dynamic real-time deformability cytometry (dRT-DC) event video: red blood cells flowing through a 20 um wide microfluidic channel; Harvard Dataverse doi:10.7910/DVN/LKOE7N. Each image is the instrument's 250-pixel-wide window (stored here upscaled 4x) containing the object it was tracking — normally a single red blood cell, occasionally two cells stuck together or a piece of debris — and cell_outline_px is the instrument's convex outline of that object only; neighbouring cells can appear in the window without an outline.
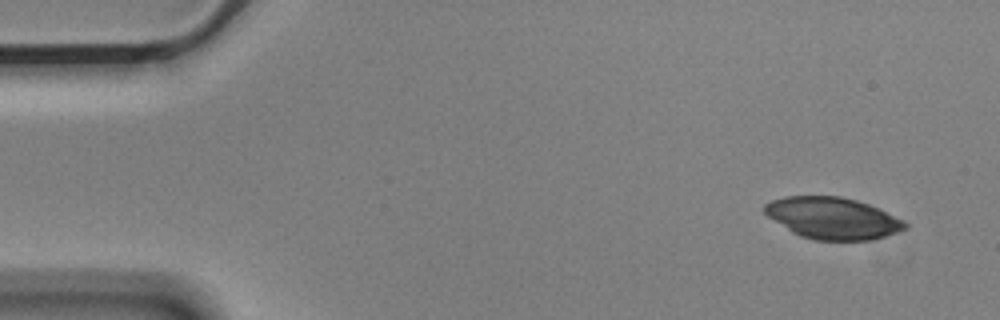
{"species": "Egyptian fruit bat (a non-hibernating species)", "species_latin": "Rousettus aegyptiacus", "temperature_condition": "cold", "stored_images_in_passage": 4, "camera_frame_rate_fps": 3000, "um_per_image_px": 0.085, "animal": {"sex": "male"}, "frame": {"image": 1, "passage_image": 1, "time_ms": 0.0, "image_size_px": [1000, 320], "cell_outline_px": [[908, 228], [884, 236], [868, 240], [816, 240], [800, 236], [792, 232], [768, 216], [764, 212], [764, 204], [772, 200], [784, 196], [840, 196], [856, 200], [868, 204], [904, 220], [908, 224]], "centroid_in_image_um": [70.77, 18.54], "position_along_channel_um": 14.2, "area_um2": 33.87}}
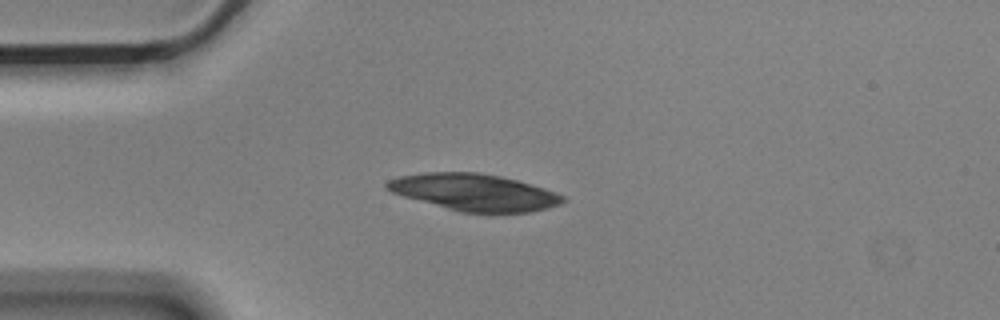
{"frame": {"image": 2, "passage_image": 4, "time_ms": 1.0, "image_size_px": [1000, 320], "cell_outline_px": [[564, 200], [560, 204], [528, 212], [460, 212], [404, 196], [392, 192], [384, 188], [384, 184], [388, 180], [400, 176], [424, 172], [480, 172], [500, 176], [516, 180], [544, 188], [564, 196]], "centroid_in_image_um": [40.26, 16.33], "position_along_channel_um": 44.7, "area_um2": 37.28}}